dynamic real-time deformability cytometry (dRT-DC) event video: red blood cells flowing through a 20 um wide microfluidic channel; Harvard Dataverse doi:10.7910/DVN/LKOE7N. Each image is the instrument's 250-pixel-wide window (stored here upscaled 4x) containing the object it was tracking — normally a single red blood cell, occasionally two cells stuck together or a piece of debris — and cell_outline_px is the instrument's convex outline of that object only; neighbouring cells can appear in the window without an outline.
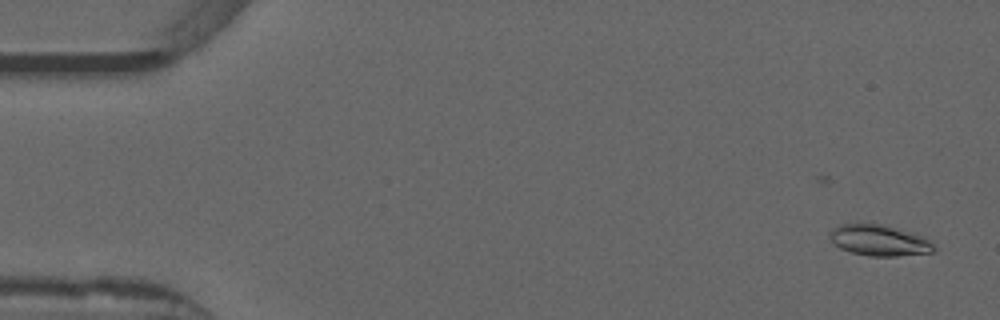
{"species": "common noctule bat (a hibernating species)", "species_latin": "Nyctalus noctula", "temperature_condition": "warm", "stored_images_in_passage": 8, "camera_frame_rate_fps": 3000, "um_per_image_px": 0.085, "animal": {"sex": "male", "forearm_length_mm": 52.5}, "frame": {"image": 1, "passage_image": 2, "time_ms": 0.333, "image_size_px": [1000, 320], "cell_outline_px": [[936, 248], [932, 252], [896, 256], [868, 256], [852, 252], [840, 248], [828, 236], [832, 228], [840, 224], [880, 224], [912, 232], [924, 236], [932, 240]], "centroid_in_image_um": [74.77, 20.43], "position_along_channel_um": 10.2, "area_um2": 18.79}}